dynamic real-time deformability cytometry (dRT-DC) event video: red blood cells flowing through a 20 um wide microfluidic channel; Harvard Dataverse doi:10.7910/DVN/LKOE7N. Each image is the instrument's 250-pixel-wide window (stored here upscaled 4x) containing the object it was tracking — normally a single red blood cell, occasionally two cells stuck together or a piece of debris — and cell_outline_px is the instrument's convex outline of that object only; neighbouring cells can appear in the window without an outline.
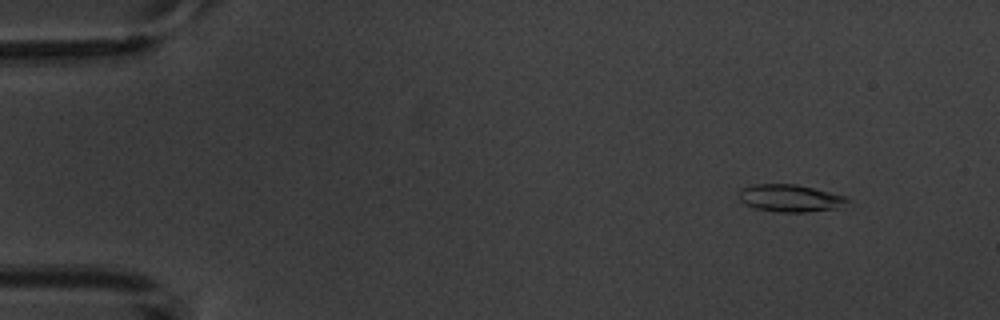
{"species": "common noctule bat (a hibernating species)", "species_latin": "Nyctalus noctula", "temperature_condition": "warm", "stored_images_in_passage": 4, "camera_frame_rate_fps": 3000, "um_per_image_px": 0.085, "animal": {"sex": "male", "body_mass_g": 20.1, "forearm_length_mm": 53.5}, "frame": {"image": 1, "passage_image": 1, "time_ms": 0.0, "image_size_px": [1000, 320], "cell_outline_px": [[852, 200], [836, 208], [808, 212], [776, 212], [756, 208], [744, 204], [736, 196], [736, 192], [740, 188], [756, 184], [796, 184], [844, 196]], "centroid_in_image_um": [67.08, 16.84], "position_along_channel_um": 17.9, "area_um2": 17.34}}